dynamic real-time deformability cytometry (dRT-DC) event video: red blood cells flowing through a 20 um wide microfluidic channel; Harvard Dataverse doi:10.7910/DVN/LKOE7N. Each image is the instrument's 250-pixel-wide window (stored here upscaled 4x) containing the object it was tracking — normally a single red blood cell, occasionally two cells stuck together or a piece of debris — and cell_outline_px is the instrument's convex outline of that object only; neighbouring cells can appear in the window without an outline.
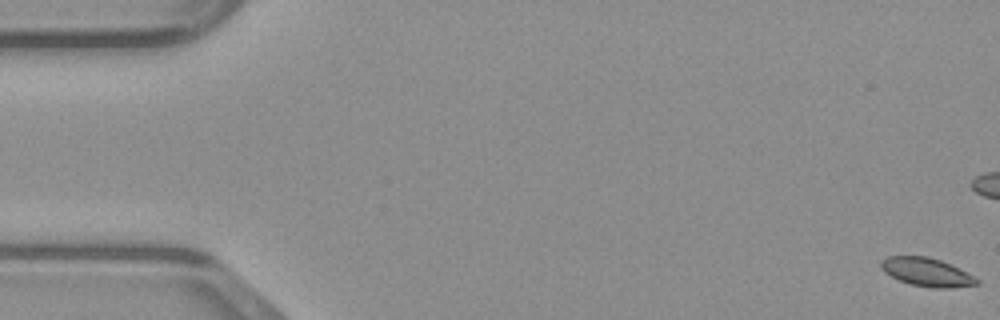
{"species": "common noctule bat (a hibernating species)", "species_latin": "Nyctalus noctula", "temperature_condition": "warm", "stored_images_in_passage": 7, "camera_frame_rate_fps": 3000, "um_per_image_px": 0.085, "animal": {"sex": "male", "body_mass_g": 23.1, "forearm_length_mm": 52.7}, "frame": {"image": 1, "passage_image": 1, "time_ms": 0.0, "image_size_px": [1000, 320], "cell_outline_px": [[980, 284], [952, 288], [932, 288], [912, 284], [900, 280], [884, 272], [880, 268], [880, 260], [888, 256], [928, 256], [940, 260], [980, 280]], "centroid_in_image_um": [78.74, 23.13], "position_along_channel_um": 6.3, "area_um2": 15.66}}